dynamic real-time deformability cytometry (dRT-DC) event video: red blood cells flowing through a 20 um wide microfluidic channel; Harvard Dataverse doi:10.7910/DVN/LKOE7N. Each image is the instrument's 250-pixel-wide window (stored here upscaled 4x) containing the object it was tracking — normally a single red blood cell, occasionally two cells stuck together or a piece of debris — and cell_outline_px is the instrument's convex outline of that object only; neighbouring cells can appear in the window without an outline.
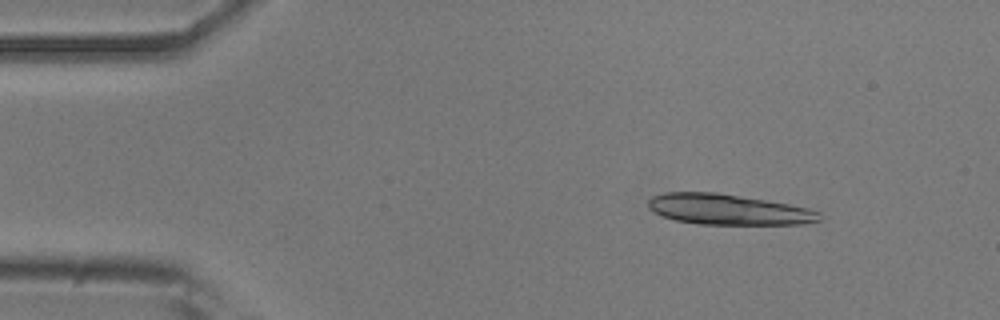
{"species": "common noctule bat (a hibernating species)", "species_latin": "Nyctalus noctula", "temperature_condition": "room temperature", "stored_images_in_passage": 53, "segment_of_instrument_passage": [1, 2], "camera_frame_rate_fps": 3000, "um_per_image_px": 0.085, "animal": {"sex": "male", "body_mass_g": 20.5, "forearm_length_mm": 52.5}, "frame": {"image": 1, "passage_image": 7, "time_ms": 2.0, "image_size_px": [1000, 320], "cell_outline_px": [[820, 220], [804, 224], [700, 224], [676, 220], [664, 216], [648, 208], [648, 200], [652, 196], [664, 192], [720, 192], [788, 204], [808, 208], [820, 212]], "centroid_in_image_um": [61.89, 17.79], "position_along_channel_um": 23.1, "area_um2": 30.4}}